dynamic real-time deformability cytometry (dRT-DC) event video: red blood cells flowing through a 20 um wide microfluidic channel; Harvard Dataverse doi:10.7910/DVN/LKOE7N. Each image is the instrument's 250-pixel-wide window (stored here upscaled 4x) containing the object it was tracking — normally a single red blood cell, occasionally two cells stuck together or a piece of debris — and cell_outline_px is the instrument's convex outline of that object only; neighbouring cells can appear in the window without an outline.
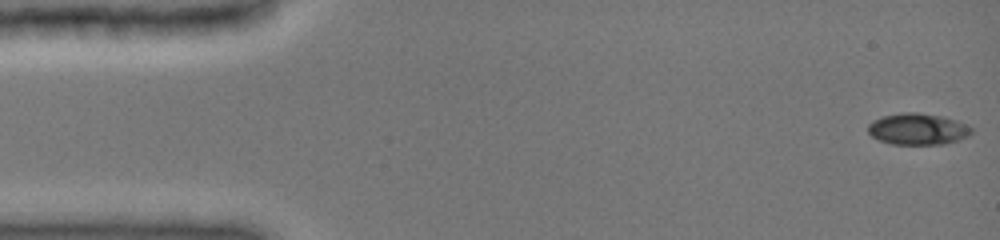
{"species": "common noctule bat (a hibernating species)", "species_latin": "Nyctalus noctula", "temperature_condition": "cold", "stored_images_in_passage": 47, "camera_frame_rate_fps": 3000, "um_per_image_px": 0.085, "animal": {"sex": "female", "body_mass_g": 19.0, "forearm_length_mm": 51.5}, "frame": {"image": 1, "passage_image": 1, "time_ms": 0.0, "image_size_px": [1000, 240], "cell_outline_px": [[972, 132], [968, 136], [944, 144], [892, 144], [880, 140], [872, 136], [868, 132], [868, 124], [872, 120], [880, 116], [900, 112], [916, 112], [944, 116], [964, 124], [972, 128]], "centroid_in_image_um": [77.96, 10.95], "position_along_channel_um": 7.0, "area_um2": 18.96}}
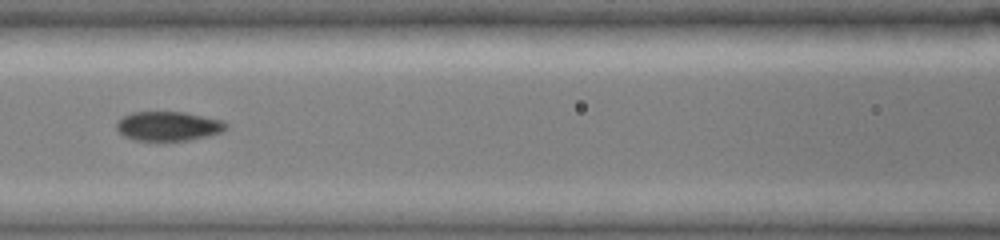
{"frame": {"image": 2, "passage_image": 21, "time_ms": 6.667, "image_size_px": [1000, 240], "cell_outline_px": [[228, 128], [220, 132], [208, 136], [188, 140], [136, 140], [124, 136], [116, 128], [116, 124], [124, 116], [132, 112], [184, 112], [224, 120], [228, 124]], "centroid_in_image_um": [14.35, 10.71], "position_along_channel_um": 152.3, "area_um2": 18.61}}
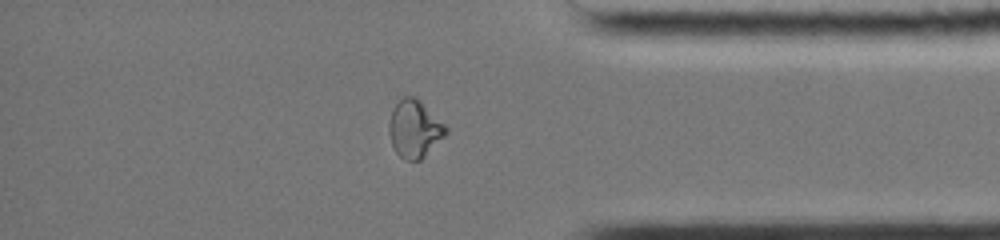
{"frame": {"image": 3, "passage_image": 40, "time_ms": 13.0, "image_size_px": [1000, 240], "cell_outline_px": [[448, 132], [420, 160], [404, 160], [396, 152], [392, 144], [388, 132], [388, 124], [392, 108], [404, 96], [416, 96], [448, 128]], "centroid_in_image_um": [35.21, 10.94], "position_along_channel_um": 400.0, "area_um2": 18.9}, "authors_computed_cell_mechanics": {"area_um2": 18.8428, "velocity_mm_per_s": 4.0198, "shape_relaxation_time_tau1_ms": null, "shape_relaxation_time_tau2_ms": 2.3324, "deformation_change_tau1": null, "deformation_change_tau2": 0.0386}}